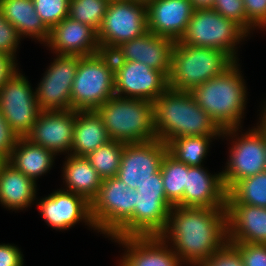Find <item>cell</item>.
Returning <instances> with one entry per match:
<instances>
[{
	"mask_svg": "<svg viewBox=\"0 0 266 266\" xmlns=\"http://www.w3.org/2000/svg\"><path fill=\"white\" fill-rule=\"evenodd\" d=\"M160 237L163 240L171 238L181 262L186 260V263L199 266L227 242L226 208L175 205Z\"/></svg>",
	"mask_w": 266,
	"mask_h": 266,
	"instance_id": "1",
	"label": "cell"
},
{
	"mask_svg": "<svg viewBox=\"0 0 266 266\" xmlns=\"http://www.w3.org/2000/svg\"><path fill=\"white\" fill-rule=\"evenodd\" d=\"M153 103L157 139L166 144L178 137L223 134L190 91L168 88Z\"/></svg>",
	"mask_w": 266,
	"mask_h": 266,
	"instance_id": "2",
	"label": "cell"
},
{
	"mask_svg": "<svg viewBox=\"0 0 266 266\" xmlns=\"http://www.w3.org/2000/svg\"><path fill=\"white\" fill-rule=\"evenodd\" d=\"M236 63L190 91L198 105L223 130V135L238 130L245 107L246 90Z\"/></svg>",
	"mask_w": 266,
	"mask_h": 266,
	"instance_id": "3",
	"label": "cell"
},
{
	"mask_svg": "<svg viewBox=\"0 0 266 266\" xmlns=\"http://www.w3.org/2000/svg\"><path fill=\"white\" fill-rule=\"evenodd\" d=\"M96 111L112 140L132 144L157 139L151 101L114 95Z\"/></svg>",
	"mask_w": 266,
	"mask_h": 266,
	"instance_id": "4",
	"label": "cell"
},
{
	"mask_svg": "<svg viewBox=\"0 0 266 266\" xmlns=\"http://www.w3.org/2000/svg\"><path fill=\"white\" fill-rule=\"evenodd\" d=\"M235 62L237 61L225 51L189 46L176 41L168 76L169 88L191 91L194 87L221 75Z\"/></svg>",
	"mask_w": 266,
	"mask_h": 266,
	"instance_id": "5",
	"label": "cell"
},
{
	"mask_svg": "<svg viewBox=\"0 0 266 266\" xmlns=\"http://www.w3.org/2000/svg\"><path fill=\"white\" fill-rule=\"evenodd\" d=\"M135 200L136 190L118 177L104 179L91 201L95 229L111 237H134Z\"/></svg>",
	"mask_w": 266,
	"mask_h": 266,
	"instance_id": "6",
	"label": "cell"
},
{
	"mask_svg": "<svg viewBox=\"0 0 266 266\" xmlns=\"http://www.w3.org/2000/svg\"><path fill=\"white\" fill-rule=\"evenodd\" d=\"M115 69L112 53L100 51L79 56L78 68L71 88V109L97 110L115 95Z\"/></svg>",
	"mask_w": 266,
	"mask_h": 266,
	"instance_id": "7",
	"label": "cell"
},
{
	"mask_svg": "<svg viewBox=\"0 0 266 266\" xmlns=\"http://www.w3.org/2000/svg\"><path fill=\"white\" fill-rule=\"evenodd\" d=\"M148 32L146 4L133 0H110L97 31L101 51L112 53L121 44Z\"/></svg>",
	"mask_w": 266,
	"mask_h": 266,
	"instance_id": "8",
	"label": "cell"
},
{
	"mask_svg": "<svg viewBox=\"0 0 266 266\" xmlns=\"http://www.w3.org/2000/svg\"><path fill=\"white\" fill-rule=\"evenodd\" d=\"M246 33L240 25L226 19L213 9L194 10L179 42L189 46L225 51L236 61L234 47L246 36Z\"/></svg>",
	"mask_w": 266,
	"mask_h": 266,
	"instance_id": "9",
	"label": "cell"
},
{
	"mask_svg": "<svg viewBox=\"0 0 266 266\" xmlns=\"http://www.w3.org/2000/svg\"><path fill=\"white\" fill-rule=\"evenodd\" d=\"M0 111L19 138L30 132L41 112L28 80L17 71L0 89Z\"/></svg>",
	"mask_w": 266,
	"mask_h": 266,
	"instance_id": "10",
	"label": "cell"
},
{
	"mask_svg": "<svg viewBox=\"0 0 266 266\" xmlns=\"http://www.w3.org/2000/svg\"><path fill=\"white\" fill-rule=\"evenodd\" d=\"M235 141L222 180L227 192L241 179L266 171L265 119Z\"/></svg>",
	"mask_w": 266,
	"mask_h": 266,
	"instance_id": "11",
	"label": "cell"
},
{
	"mask_svg": "<svg viewBox=\"0 0 266 266\" xmlns=\"http://www.w3.org/2000/svg\"><path fill=\"white\" fill-rule=\"evenodd\" d=\"M115 95L154 102L168 88V76L135 61H113ZM122 94L128 96H122Z\"/></svg>",
	"mask_w": 266,
	"mask_h": 266,
	"instance_id": "12",
	"label": "cell"
},
{
	"mask_svg": "<svg viewBox=\"0 0 266 266\" xmlns=\"http://www.w3.org/2000/svg\"><path fill=\"white\" fill-rule=\"evenodd\" d=\"M57 57L35 92L41 111L71 109V88L79 56L57 55Z\"/></svg>",
	"mask_w": 266,
	"mask_h": 266,
	"instance_id": "13",
	"label": "cell"
},
{
	"mask_svg": "<svg viewBox=\"0 0 266 266\" xmlns=\"http://www.w3.org/2000/svg\"><path fill=\"white\" fill-rule=\"evenodd\" d=\"M168 152L166 143L155 139L143 143L125 144L116 177L133 190L160 171Z\"/></svg>",
	"mask_w": 266,
	"mask_h": 266,
	"instance_id": "14",
	"label": "cell"
},
{
	"mask_svg": "<svg viewBox=\"0 0 266 266\" xmlns=\"http://www.w3.org/2000/svg\"><path fill=\"white\" fill-rule=\"evenodd\" d=\"M76 111L52 110L41 111L30 132L25 136L31 143L52 151H71Z\"/></svg>",
	"mask_w": 266,
	"mask_h": 266,
	"instance_id": "15",
	"label": "cell"
},
{
	"mask_svg": "<svg viewBox=\"0 0 266 266\" xmlns=\"http://www.w3.org/2000/svg\"><path fill=\"white\" fill-rule=\"evenodd\" d=\"M175 41L168 37L146 32L139 38L127 41L113 52V61H135L169 76Z\"/></svg>",
	"mask_w": 266,
	"mask_h": 266,
	"instance_id": "16",
	"label": "cell"
},
{
	"mask_svg": "<svg viewBox=\"0 0 266 266\" xmlns=\"http://www.w3.org/2000/svg\"><path fill=\"white\" fill-rule=\"evenodd\" d=\"M146 9L148 31L175 42L185 33L195 10L189 0H152Z\"/></svg>",
	"mask_w": 266,
	"mask_h": 266,
	"instance_id": "17",
	"label": "cell"
},
{
	"mask_svg": "<svg viewBox=\"0 0 266 266\" xmlns=\"http://www.w3.org/2000/svg\"><path fill=\"white\" fill-rule=\"evenodd\" d=\"M41 215L56 229L72 227L80 219L95 228L91 217V203L79 194L59 190L39 202Z\"/></svg>",
	"mask_w": 266,
	"mask_h": 266,
	"instance_id": "18",
	"label": "cell"
},
{
	"mask_svg": "<svg viewBox=\"0 0 266 266\" xmlns=\"http://www.w3.org/2000/svg\"><path fill=\"white\" fill-rule=\"evenodd\" d=\"M47 43L59 55L83 57L101 51L97 31L69 16L50 30Z\"/></svg>",
	"mask_w": 266,
	"mask_h": 266,
	"instance_id": "19",
	"label": "cell"
},
{
	"mask_svg": "<svg viewBox=\"0 0 266 266\" xmlns=\"http://www.w3.org/2000/svg\"><path fill=\"white\" fill-rule=\"evenodd\" d=\"M227 190L222 174L210 175L201 166H189L183 207L226 208Z\"/></svg>",
	"mask_w": 266,
	"mask_h": 266,
	"instance_id": "20",
	"label": "cell"
},
{
	"mask_svg": "<svg viewBox=\"0 0 266 266\" xmlns=\"http://www.w3.org/2000/svg\"><path fill=\"white\" fill-rule=\"evenodd\" d=\"M227 241L266 244V208L226 204Z\"/></svg>",
	"mask_w": 266,
	"mask_h": 266,
	"instance_id": "21",
	"label": "cell"
},
{
	"mask_svg": "<svg viewBox=\"0 0 266 266\" xmlns=\"http://www.w3.org/2000/svg\"><path fill=\"white\" fill-rule=\"evenodd\" d=\"M112 239L125 245L128 250L120 266H180L181 264L174 249H168L166 240L160 236L112 237Z\"/></svg>",
	"mask_w": 266,
	"mask_h": 266,
	"instance_id": "22",
	"label": "cell"
},
{
	"mask_svg": "<svg viewBox=\"0 0 266 266\" xmlns=\"http://www.w3.org/2000/svg\"><path fill=\"white\" fill-rule=\"evenodd\" d=\"M172 207L166 197H139L136 191L134 237L161 236Z\"/></svg>",
	"mask_w": 266,
	"mask_h": 266,
	"instance_id": "23",
	"label": "cell"
},
{
	"mask_svg": "<svg viewBox=\"0 0 266 266\" xmlns=\"http://www.w3.org/2000/svg\"><path fill=\"white\" fill-rule=\"evenodd\" d=\"M111 140L102 117L96 110L76 111L71 151L74 156L85 157Z\"/></svg>",
	"mask_w": 266,
	"mask_h": 266,
	"instance_id": "24",
	"label": "cell"
},
{
	"mask_svg": "<svg viewBox=\"0 0 266 266\" xmlns=\"http://www.w3.org/2000/svg\"><path fill=\"white\" fill-rule=\"evenodd\" d=\"M0 11L21 35L47 42L50 30L35 11L33 0H0Z\"/></svg>",
	"mask_w": 266,
	"mask_h": 266,
	"instance_id": "25",
	"label": "cell"
},
{
	"mask_svg": "<svg viewBox=\"0 0 266 266\" xmlns=\"http://www.w3.org/2000/svg\"><path fill=\"white\" fill-rule=\"evenodd\" d=\"M35 182L7 162L0 171V202L14 210L27 207L35 198Z\"/></svg>",
	"mask_w": 266,
	"mask_h": 266,
	"instance_id": "26",
	"label": "cell"
},
{
	"mask_svg": "<svg viewBox=\"0 0 266 266\" xmlns=\"http://www.w3.org/2000/svg\"><path fill=\"white\" fill-rule=\"evenodd\" d=\"M54 153L25 137L17 139L7 162L27 177L33 179L46 173L52 166Z\"/></svg>",
	"mask_w": 266,
	"mask_h": 266,
	"instance_id": "27",
	"label": "cell"
},
{
	"mask_svg": "<svg viewBox=\"0 0 266 266\" xmlns=\"http://www.w3.org/2000/svg\"><path fill=\"white\" fill-rule=\"evenodd\" d=\"M63 169L68 191L83 196L91 203L97 196L103 179L86 157L70 155Z\"/></svg>",
	"mask_w": 266,
	"mask_h": 266,
	"instance_id": "28",
	"label": "cell"
},
{
	"mask_svg": "<svg viewBox=\"0 0 266 266\" xmlns=\"http://www.w3.org/2000/svg\"><path fill=\"white\" fill-rule=\"evenodd\" d=\"M189 166L178 161L169 152L162 160L160 171L167 200L173 205L183 207V192L186 188Z\"/></svg>",
	"mask_w": 266,
	"mask_h": 266,
	"instance_id": "29",
	"label": "cell"
},
{
	"mask_svg": "<svg viewBox=\"0 0 266 266\" xmlns=\"http://www.w3.org/2000/svg\"><path fill=\"white\" fill-rule=\"evenodd\" d=\"M226 204L266 208V171L239 180L228 192Z\"/></svg>",
	"mask_w": 266,
	"mask_h": 266,
	"instance_id": "30",
	"label": "cell"
},
{
	"mask_svg": "<svg viewBox=\"0 0 266 266\" xmlns=\"http://www.w3.org/2000/svg\"><path fill=\"white\" fill-rule=\"evenodd\" d=\"M217 135L185 136L172 139L168 144V152L178 161L188 166H201L206 157L209 140Z\"/></svg>",
	"mask_w": 266,
	"mask_h": 266,
	"instance_id": "31",
	"label": "cell"
},
{
	"mask_svg": "<svg viewBox=\"0 0 266 266\" xmlns=\"http://www.w3.org/2000/svg\"><path fill=\"white\" fill-rule=\"evenodd\" d=\"M124 146L125 143L111 139L85 157L104 180L117 175Z\"/></svg>",
	"mask_w": 266,
	"mask_h": 266,
	"instance_id": "32",
	"label": "cell"
},
{
	"mask_svg": "<svg viewBox=\"0 0 266 266\" xmlns=\"http://www.w3.org/2000/svg\"><path fill=\"white\" fill-rule=\"evenodd\" d=\"M110 0H70L68 16L98 31Z\"/></svg>",
	"mask_w": 266,
	"mask_h": 266,
	"instance_id": "33",
	"label": "cell"
},
{
	"mask_svg": "<svg viewBox=\"0 0 266 266\" xmlns=\"http://www.w3.org/2000/svg\"><path fill=\"white\" fill-rule=\"evenodd\" d=\"M33 2L35 11L49 30L68 17L70 0H33Z\"/></svg>",
	"mask_w": 266,
	"mask_h": 266,
	"instance_id": "34",
	"label": "cell"
},
{
	"mask_svg": "<svg viewBox=\"0 0 266 266\" xmlns=\"http://www.w3.org/2000/svg\"><path fill=\"white\" fill-rule=\"evenodd\" d=\"M199 266H244L239 250L228 241Z\"/></svg>",
	"mask_w": 266,
	"mask_h": 266,
	"instance_id": "35",
	"label": "cell"
},
{
	"mask_svg": "<svg viewBox=\"0 0 266 266\" xmlns=\"http://www.w3.org/2000/svg\"><path fill=\"white\" fill-rule=\"evenodd\" d=\"M212 9L246 31V11L243 0H214Z\"/></svg>",
	"mask_w": 266,
	"mask_h": 266,
	"instance_id": "36",
	"label": "cell"
},
{
	"mask_svg": "<svg viewBox=\"0 0 266 266\" xmlns=\"http://www.w3.org/2000/svg\"><path fill=\"white\" fill-rule=\"evenodd\" d=\"M229 243L239 250L244 266H266V244Z\"/></svg>",
	"mask_w": 266,
	"mask_h": 266,
	"instance_id": "37",
	"label": "cell"
},
{
	"mask_svg": "<svg viewBox=\"0 0 266 266\" xmlns=\"http://www.w3.org/2000/svg\"><path fill=\"white\" fill-rule=\"evenodd\" d=\"M19 39V32L3 17L0 11V52L14 57Z\"/></svg>",
	"mask_w": 266,
	"mask_h": 266,
	"instance_id": "38",
	"label": "cell"
},
{
	"mask_svg": "<svg viewBox=\"0 0 266 266\" xmlns=\"http://www.w3.org/2000/svg\"><path fill=\"white\" fill-rule=\"evenodd\" d=\"M246 11V32L252 26H266V0H243Z\"/></svg>",
	"mask_w": 266,
	"mask_h": 266,
	"instance_id": "39",
	"label": "cell"
},
{
	"mask_svg": "<svg viewBox=\"0 0 266 266\" xmlns=\"http://www.w3.org/2000/svg\"><path fill=\"white\" fill-rule=\"evenodd\" d=\"M18 138L0 111V154L8 159Z\"/></svg>",
	"mask_w": 266,
	"mask_h": 266,
	"instance_id": "40",
	"label": "cell"
},
{
	"mask_svg": "<svg viewBox=\"0 0 266 266\" xmlns=\"http://www.w3.org/2000/svg\"><path fill=\"white\" fill-rule=\"evenodd\" d=\"M136 191L139 192V197H166L161 171L153 174L152 179L142 183Z\"/></svg>",
	"mask_w": 266,
	"mask_h": 266,
	"instance_id": "41",
	"label": "cell"
},
{
	"mask_svg": "<svg viewBox=\"0 0 266 266\" xmlns=\"http://www.w3.org/2000/svg\"><path fill=\"white\" fill-rule=\"evenodd\" d=\"M0 266H23L19 249L13 245H0Z\"/></svg>",
	"mask_w": 266,
	"mask_h": 266,
	"instance_id": "42",
	"label": "cell"
},
{
	"mask_svg": "<svg viewBox=\"0 0 266 266\" xmlns=\"http://www.w3.org/2000/svg\"><path fill=\"white\" fill-rule=\"evenodd\" d=\"M15 58L0 52V89L6 81L18 70L16 69Z\"/></svg>",
	"mask_w": 266,
	"mask_h": 266,
	"instance_id": "43",
	"label": "cell"
},
{
	"mask_svg": "<svg viewBox=\"0 0 266 266\" xmlns=\"http://www.w3.org/2000/svg\"><path fill=\"white\" fill-rule=\"evenodd\" d=\"M195 10L212 9L214 0H189Z\"/></svg>",
	"mask_w": 266,
	"mask_h": 266,
	"instance_id": "44",
	"label": "cell"
},
{
	"mask_svg": "<svg viewBox=\"0 0 266 266\" xmlns=\"http://www.w3.org/2000/svg\"><path fill=\"white\" fill-rule=\"evenodd\" d=\"M7 163V158L0 154V171L2 170L3 166Z\"/></svg>",
	"mask_w": 266,
	"mask_h": 266,
	"instance_id": "45",
	"label": "cell"
},
{
	"mask_svg": "<svg viewBox=\"0 0 266 266\" xmlns=\"http://www.w3.org/2000/svg\"><path fill=\"white\" fill-rule=\"evenodd\" d=\"M133 1H137V2H141V3L147 4L148 2H150L152 0H133Z\"/></svg>",
	"mask_w": 266,
	"mask_h": 266,
	"instance_id": "46",
	"label": "cell"
},
{
	"mask_svg": "<svg viewBox=\"0 0 266 266\" xmlns=\"http://www.w3.org/2000/svg\"><path fill=\"white\" fill-rule=\"evenodd\" d=\"M263 118L266 120V108H264Z\"/></svg>",
	"mask_w": 266,
	"mask_h": 266,
	"instance_id": "47",
	"label": "cell"
},
{
	"mask_svg": "<svg viewBox=\"0 0 266 266\" xmlns=\"http://www.w3.org/2000/svg\"><path fill=\"white\" fill-rule=\"evenodd\" d=\"M265 145H266V120H265Z\"/></svg>",
	"mask_w": 266,
	"mask_h": 266,
	"instance_id": "48",
	"label": "cell"
}]
</instances>
